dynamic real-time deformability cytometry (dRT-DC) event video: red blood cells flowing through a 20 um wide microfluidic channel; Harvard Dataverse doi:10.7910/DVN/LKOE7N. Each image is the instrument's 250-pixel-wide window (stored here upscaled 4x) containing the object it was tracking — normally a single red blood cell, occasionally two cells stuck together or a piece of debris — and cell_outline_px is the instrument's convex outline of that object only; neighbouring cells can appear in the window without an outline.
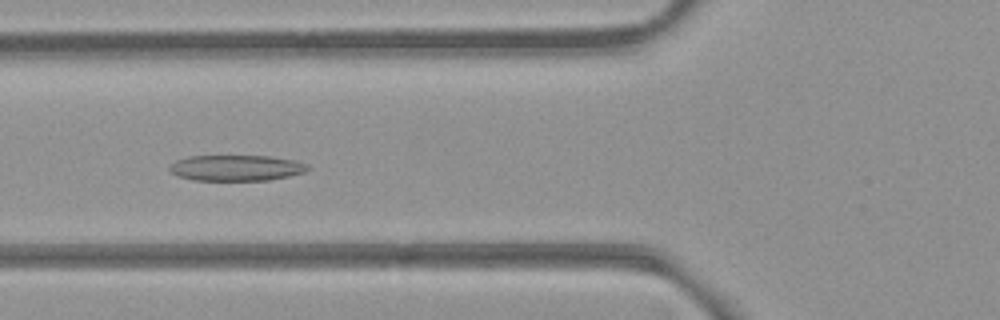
{"species": "common noctule bat (a hibernating species)", "species_latin": "Nyctalus noctula", "temperature_condition": "room temperature", "stored_images_in_passage": 30, "camera_frame_rate_fps": 3000, "um_per_image_px": 0.085, "animal": {"sex": "female", "body_mass_g": 21.9}, "frame": {"image": 1, "passage_image": 4, "time_ms": 1.0, "image_size_px": [1000, 320], "cell_outline_px": [[312, 168], [304, 172], [288, 176], [268, 180], [192, 180], [176, 176], [168, 168], [176, 160], [188, 156], [268, 156], [296, 160], [308, 164]], "centroid_in_image_um": [20.09, 14.27], "position_along_channel_um": 105.7, "area_um2": 20.87}}
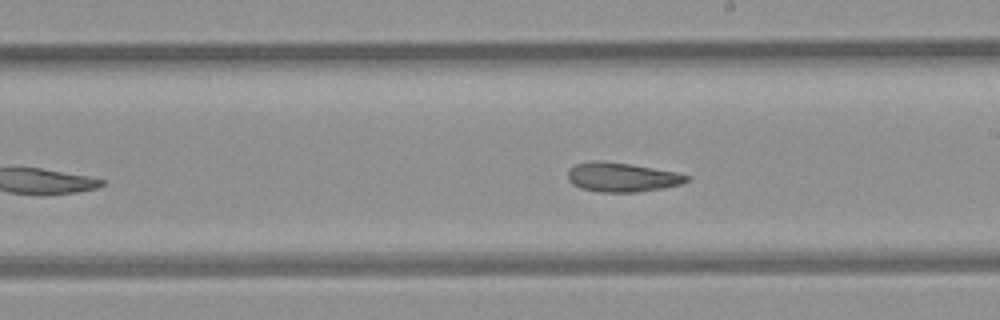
{"frame": {"image": 2, "passage_image": 14, "time_ms": 4.333, "image_size_px": [1000, 320], "cell_outline_px": [[692, 180], [680, 184], [664, 188], [636, 192], [600, 192], [580, 188], [572, 184], [568, 180], [568, 168], [576, 164], [592, 160], [604, 160], [632, 164], [680, 172], [692, 176]], "centroid_in_image_um": [52.91, 15.05], "position_along_channel_um": 236.1, "area_um2": 20.81}}
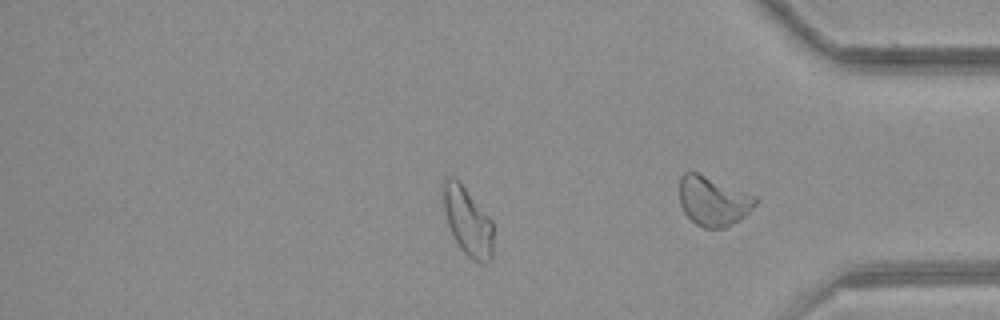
{"frame": {"image": 3, "passage_image": 25, "time_ms": 8.0, "image_size_px": [1000, 320], "cell_outline_px": [[492, 260], [472, 260], [460, 248], [448, 224], [444, 212], [440, 188], [444, 180], [448, 176], [456, 176], [460, 180], [492, 220]], "centroid_in_image_um": [39.7, 18.69], "position_along_channel_um": 395.5, "area_um2": 20.11}, "authors_computed_cell_mechanics": {"area_um2": 20.519, "velocity_mm_per_s": 3.8979, "shape_relaxation_time_tau1_ms": null, "shape_relaxation_time_tau2_ms": 4.5415, "deformation_change_tau1": null, "deformation_change_tau2": 0.1207}}